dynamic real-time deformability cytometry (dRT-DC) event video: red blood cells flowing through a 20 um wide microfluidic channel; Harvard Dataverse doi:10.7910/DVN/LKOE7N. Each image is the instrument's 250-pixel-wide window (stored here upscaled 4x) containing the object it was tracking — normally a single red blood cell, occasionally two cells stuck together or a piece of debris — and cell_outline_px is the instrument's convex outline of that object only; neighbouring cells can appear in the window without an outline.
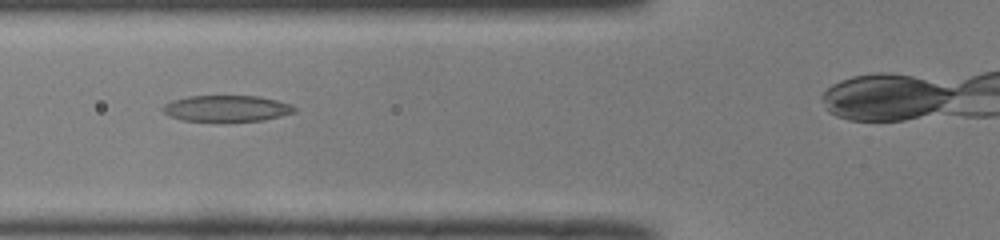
{"species": "common noctule bat (a hibernating species)", "species_latin": "Nyctalus noctula", "temperature_condition": "room temperature", "stored_images_in_passage": 33, "camera_frame_rate_fps": 3000, "um_per_image_px": 0.085, "animal": {"sex": "male", "body_mass_g": 19.0, "forearm_length_mm": 50.8}, "frame": {"image": 1, "passage_image": 11, "time_ms": 3.333, "image_size_px": [1000, 240], "cell_outline_px": [[296, 112], [264, 120], [224, 124], [180, 120], [164, 112], [160, 108], [164, 104], [172, 100], [188, 96], [256, 96], [276, 100], [292, 104], [296, 108]], "centroid_in_image_um": [19.25, 9.26], "position_along_channel_um": 106.5, "area_um2": 20.98}}
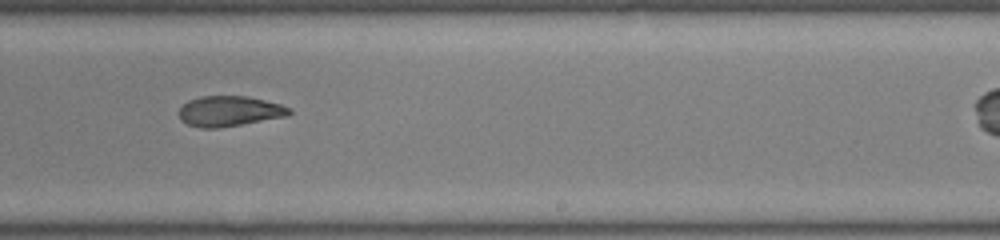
{"frame": {"image": 2, "passage_image": 23, "time_ms": 7.333, "image_size_px": [1000, 240], "cell_outline_px": [[292, 112], [284, 116], [220, 128], [200, 128], [188, 124], [180, 120], [180, 108], [188, 100], [200, 96], [248, 96], [280, 104], [288, 108]], "centroid_in_image_um": [19.45, 9.44], "position_along_channel_um": 269.6, "area_um2": 19.25}}
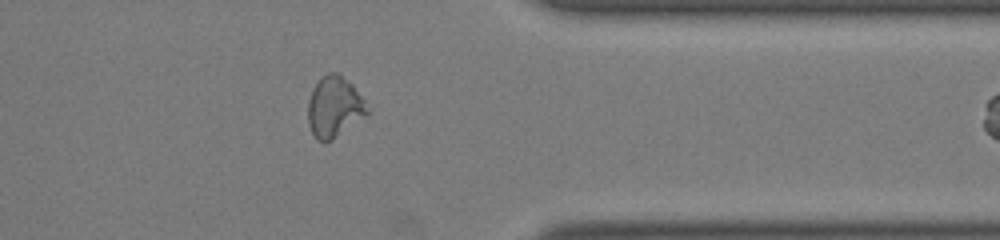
{"frame": {"image": 3, "passage_image": 32, "time_ms": 10.333, "image_size_px": [1000, 240], "cell_outline_px": [[372, 108], [364, 116], [332, 140], [324, 144], [316, 140], [308, 124], [308, 100], [316, 84], [328, 72], [340, 72], [352, 84]], "centroid_in_image_um": [28.44, 9.1], "position_along_channel_um": 383.0, "area_um2": 21.15}}